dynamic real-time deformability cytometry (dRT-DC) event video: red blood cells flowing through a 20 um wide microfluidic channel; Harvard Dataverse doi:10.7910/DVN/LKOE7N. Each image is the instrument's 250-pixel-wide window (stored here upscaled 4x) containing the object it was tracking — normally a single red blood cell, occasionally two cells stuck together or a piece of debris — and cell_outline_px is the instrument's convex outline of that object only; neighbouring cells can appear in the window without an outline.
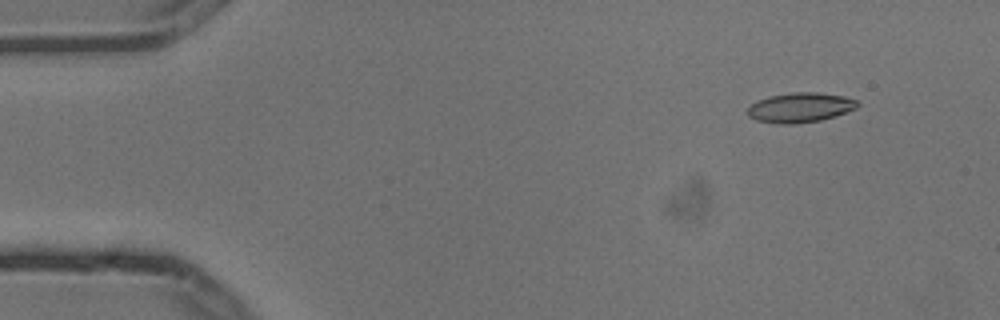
{"species": "common noctule bat (a hibernating species)", "species_latin": "Nyctalus noctula", "temperature_condition": "cold", "stored_images_in_passage": 4, "camera_frame_rate_fps": 3000, "um_per_image_px": 0.085, "animal": {"sex": "male", "body_mass_g": 13.3}, "frame": {"image": 1, "passage_image": 2, "time_ms": 0.333, "image_size_px": [1000, 320], "cell_outline_px": [[860, 104], [856, 108], [820, 120], [796, 124], [776, 124], [756, 120], [748, 116], [748, 108], [752, 104], [768, 96], [792, 92], [816, 92], [844, 96], [856, 100]], "centroid_in_image_um": [67.99, 9.14], "position_along_channel_um": 17.0, "area_um2": 18.9}}